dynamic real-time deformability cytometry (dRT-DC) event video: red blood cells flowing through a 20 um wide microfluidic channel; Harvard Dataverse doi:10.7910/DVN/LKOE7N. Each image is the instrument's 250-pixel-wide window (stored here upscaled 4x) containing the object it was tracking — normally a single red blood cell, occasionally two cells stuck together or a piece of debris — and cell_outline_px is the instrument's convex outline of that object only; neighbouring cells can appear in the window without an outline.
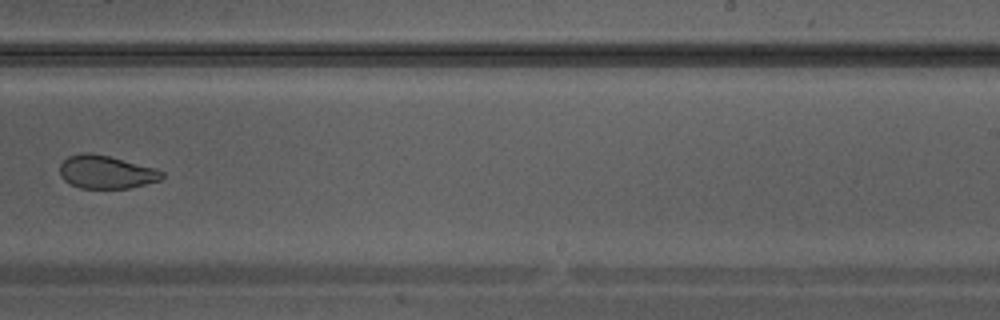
{"species": "Egyptian fruit bat (a non-hibernating species)", "species_latin": "Rousettus aegyptiacus", "temperature_condition": "warm", "stored_images_in_passage": 34, "camera_frame_rate_fps": 3000, "um_per_image_px": 0.085, "animal": {"sex": "male"}, "frame": {"image": 1, "passage_image": 20, "time_ms": 6.333, "image_size_px": [1000, 320], "cell_outline_px": [[164, 176], [160, 180], [128, 188], [80, 188], [64, 180], [60, 176], [60, 164], [68, 156], [84, 152], [88, 152], [108, 156], [156, 168], [164, 172]], "centroid_in_image_um": [9.02, 14.62], "position_along_channel_um": 280.0, "area_um2": 19.59}}